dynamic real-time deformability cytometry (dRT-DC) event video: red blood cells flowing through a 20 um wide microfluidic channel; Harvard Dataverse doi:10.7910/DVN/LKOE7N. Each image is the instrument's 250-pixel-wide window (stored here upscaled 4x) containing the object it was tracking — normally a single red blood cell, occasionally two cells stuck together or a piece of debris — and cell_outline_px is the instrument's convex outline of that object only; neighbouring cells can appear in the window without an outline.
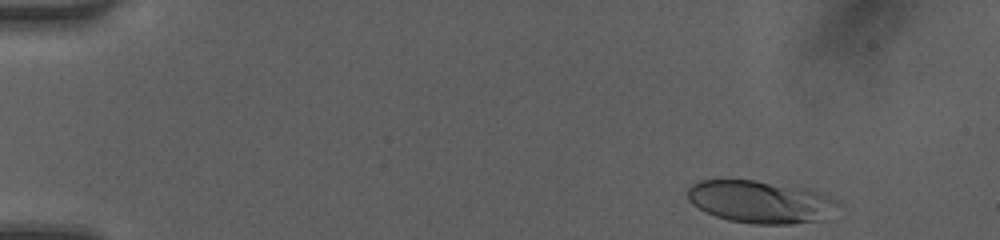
{"species": "human", "species_latin": "Homo sapiens", "temperature_condition": "room temperature", "stored_images_in_passage": 44, "camera_frame_rate_fps": 3000, "um_per_image_px": 0.085, "donor": {"sex": "female"}, "frame": {"image": 1, "passage_image": 1, "time_ms": 0.0, "image_size_px": [1000, 240], "cell_outline_px": [[836, 204], [816, 220], [792, 224], [752, 224], [728, 220], [716, 216], [692, 204], [688, 200], [688, 188], [692, 184], [700, 180], [756, 180], [804, 188], [828, 196], [836, 200]], "centroid_in_image_um": [64.5, 17.14], "position_along_channel_um": 20.5, "area_um2": 36.24}}
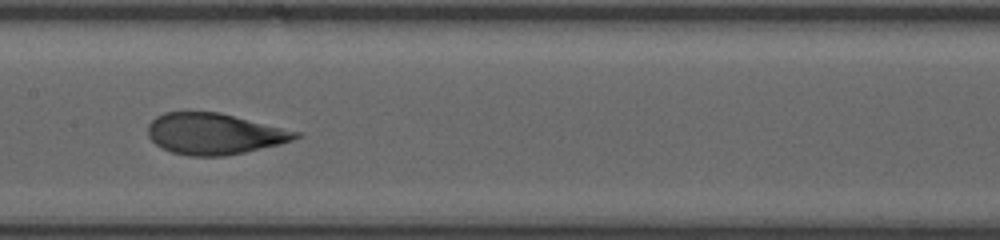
{"frame": {"image": 2, "passage_image": 21, "time_ms": 6.667, "image_size_px": [1000, 240], "cell_outline_px": [[304, 136], [280, 144], [244, 152], [224, 156], [188, 156], [172, 152], [156, 144], [148, 136], [148, 124], [156, 116], [164, 112], [220, 112], [300, 132]], "centroid_in_image_um": [18.22, 11.37], "position_along_channel_um": 189.2, "area_um2": 35.37}}
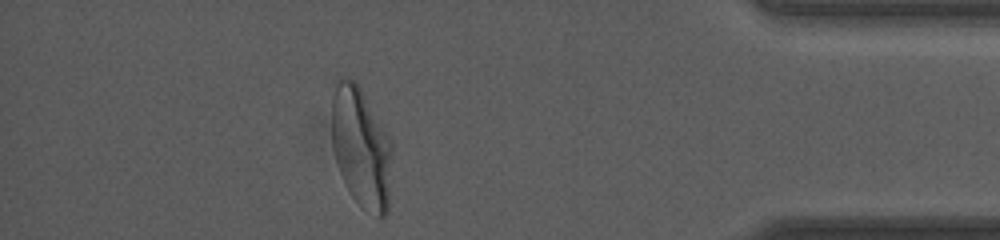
{"frame": {"image": 3, "passage_image": 39, "time_ms": 12.667, "image_size_px": [1000, 240], "cell_outline_px": [[392, 148], [388, 208], [384, 216], [380, 220], [360, 204], [352, 196], [340, 172], [332, 148], [332, 96], [336, 84], [340, 76], [356, 80], [388, 136], [392, 144]], "centroid_in_image_um": [30.69, 12.52], "position_along_channel_um": 404.5, "area_um2": 42.02}, "authors_computed_cell_mechanics": {"area_um2": 35.9516, "velocity_mm_per_s": 4.2061, "shape_relaxation_time_tau1_ms": 3.5555, "shape_relaxation_time_tau2_ms": null, "deformation_change_tau1": 0.1843, "deformation_change_tau2": null}}